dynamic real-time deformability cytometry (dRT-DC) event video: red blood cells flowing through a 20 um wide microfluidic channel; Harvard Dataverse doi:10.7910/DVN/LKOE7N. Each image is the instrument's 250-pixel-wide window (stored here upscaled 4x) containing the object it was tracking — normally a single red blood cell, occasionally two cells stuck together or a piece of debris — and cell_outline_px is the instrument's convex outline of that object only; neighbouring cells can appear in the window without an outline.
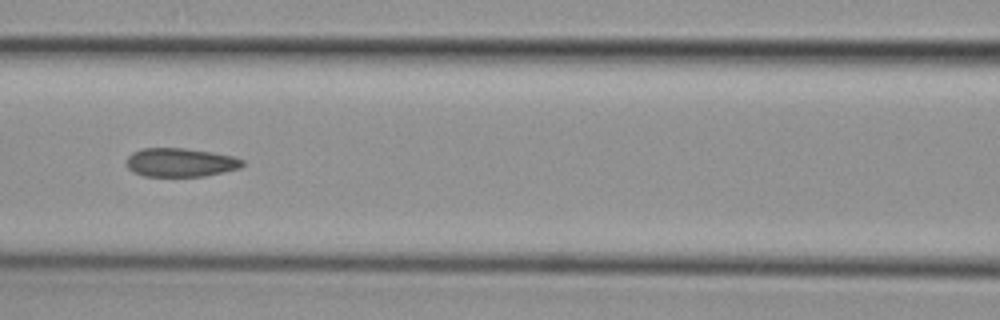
{"species": "common noctule bat (a hibernating species)", "species_latin": "Nyctalus noctula", "temperature_condition": "cold", "stored_images_in_passage": 52, "camera_frame_rate_fps": 3000, "um_per_image_px": 0.085, "animal": {"sex": "female", "body_mass_g": 29.2, "forearm_length_mm": 56.3}, "frame": {"image": 1, "passage_image": 23, "time_ms": 7.333, "image_size_px": [1000, 320], "cell_outline_px": [[244, 164], [240, 168], [224, 172], [204, 176], [144, 176], [132, 172], [128, 168], [128, 156], [132, 152], [144, 148], [184, 148], [212, 152], [232, 156], [244, 160]], "centroid_in_image_um": [15.35, 13.81], "position_along_channel_um": 151.3, "area_um2": 19.36}, "authors_computed_cell_mechanics": {"area_um2": 19.9699, "velocity_mm_per_s": 3.8061, "shape_relaxation_time_tau1_ms": null, "shape_relaxation_time_tau2_ms": 3.2872, "deformation_change_tau1": null, "deformation_change_tau2": 0.0811}}